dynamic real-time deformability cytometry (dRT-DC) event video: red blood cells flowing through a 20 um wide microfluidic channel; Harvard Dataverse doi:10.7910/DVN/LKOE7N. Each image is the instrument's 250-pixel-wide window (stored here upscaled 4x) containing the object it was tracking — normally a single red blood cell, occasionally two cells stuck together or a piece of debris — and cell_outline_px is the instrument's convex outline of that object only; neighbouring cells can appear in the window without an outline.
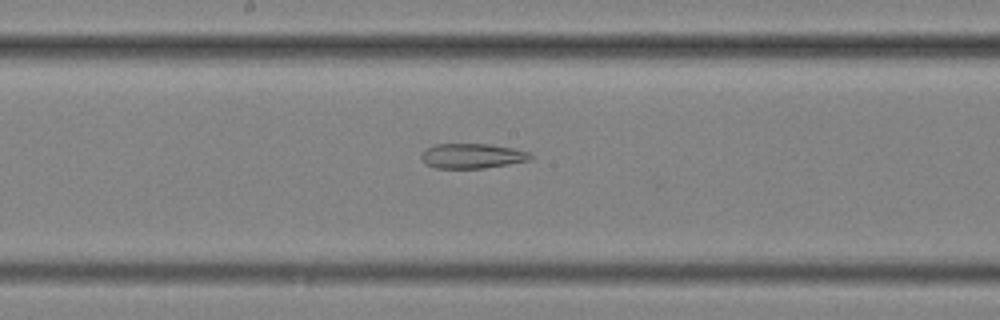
{"species": "common noctule bat (a hibernating species)", "species_latin": "Nyctalus noctula", "temperature_condition": "cold", "stored_images_in_passage": 57, "segment_of_instrument_passage": [2, 2], "camera_frame_rate_fps": 3000, "um_per_image_px": 0.085, "animal": {"sex": "female", "body_mass_g": 25.1}, "frame": {"image": 1, "passage_image": 31, "time_ms": 10.0, "image_size_px": [1000, 320], "cell_outline_px": [[532, 160], [484, 168], [436, 168], [424, 164], [420, 160], [420, 156], [424, 148], [432, 144], [488, 144], [512, 148], [532, 152]], "centroid_in_image_um": [40.09, 13.25], "position_along_channel_um": 208.1, "area_um2": 16.13}}
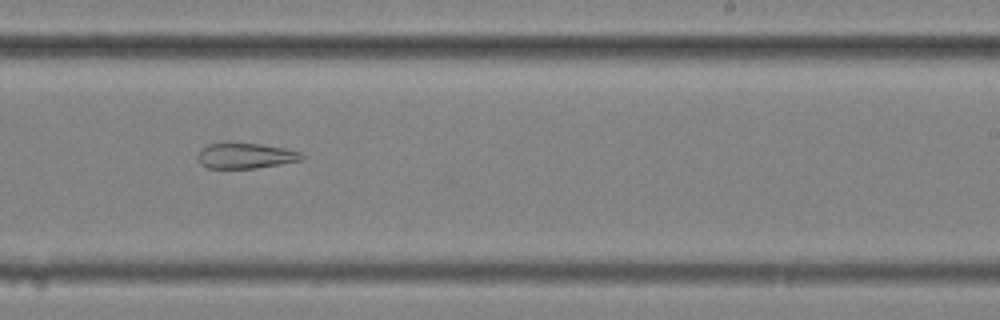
{"frame": {"image": 2, "passage_image": 36, "time_ms": 11.667, "image_size_px": [1000, 320], "cell_outline_px": [[304, 156], [300, 160], [280, 164], [256, 168], [208, 168], [200, 164], [196, 156], [200, 148], [208, 144], [228, 140], [260, 144], [284, 148], [300, 152]], "centroid_in_image_um": [20.77, 13.2], "position_along_channel_um": 268.2, "area_um2": 15.95}}
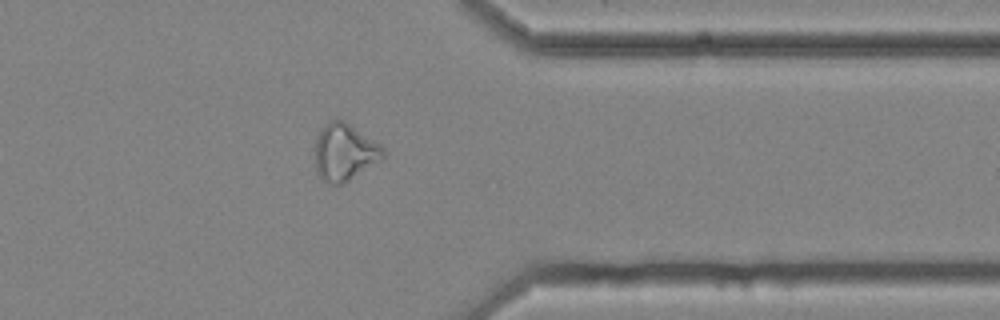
{"frame": {"image": 3, "passage_image": 46, "time_ms": 15.0, "image_size_px": [1000, 320], "cell_outline_px": [[384, 156], [380, 160], [344, 184], [328, 184], [320, 180], [316, 172], [316, 140], [324, 124], [336, 116], [344, 120], [380, 144], [384, 148]], "centroid_in_image_um": [29.27, 12.93], "position_along_channel_um": 382.1, "area_um2": 22.77}}